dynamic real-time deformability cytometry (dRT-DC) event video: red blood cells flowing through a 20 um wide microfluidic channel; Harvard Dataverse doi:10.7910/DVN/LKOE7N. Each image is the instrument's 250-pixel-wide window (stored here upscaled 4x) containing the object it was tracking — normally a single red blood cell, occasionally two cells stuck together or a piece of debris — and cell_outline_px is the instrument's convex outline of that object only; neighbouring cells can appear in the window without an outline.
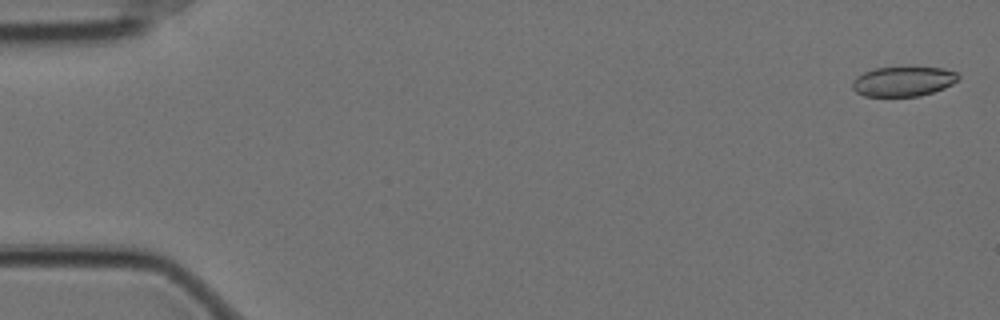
{"species": "Egyptian fruit bat (a non-hibernating species)", "species_latin": "Rousettus aegyptiacus", "temperature_condition": "cold", "stored_images_in_passage": 15, "camera_frame_rate_fps": 3000, "um_per_image_px": 0.085, "animal": {"sex": "female"}, "frame": {"image": 1, "passage_image": 2, "time_ms": 0.333, "image_size_px": [1000, 320], "cell_outline_px": [[960, 76], [952, 84], [944, 88], [920, 96], [864, 96], [856, 92], [852, 88], [852, 80], [856, 76], [872, 68], [944, 68], [956, 72]], "centroid_in_image_um": [76.74, 6.92], "position_along_channel_um": 8.3, "area_um2": 18.26}}
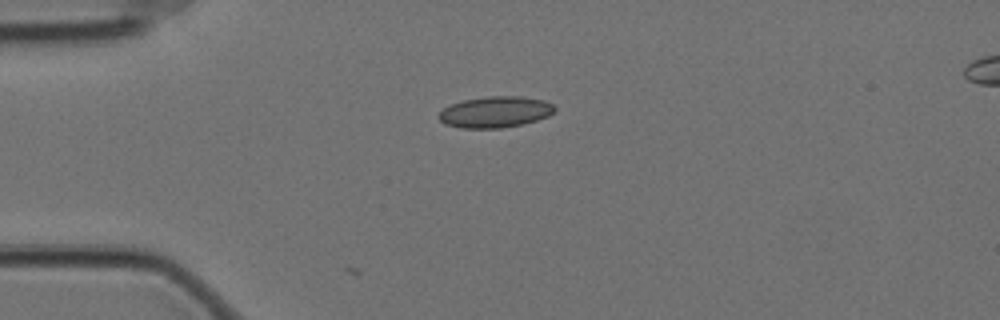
{"frame": {"image": 2, "passage_image": 15, "time_ms": 4.667, "image_size_px": [1000, 320], "cell_outline_px": [[556, 108], [548, 116], [536, 120], [520, 124], [500, 128], [460, 128], [444, 124], [436, 116], [444, 108], [452, 104], [464, 100], [488, 96], [520, 96], [544, 100], [552, 104]], "centroid_in_image_um": [42.06, 9.52], "position_along_channel_um": 42.9, "area_um2": 20.92}}